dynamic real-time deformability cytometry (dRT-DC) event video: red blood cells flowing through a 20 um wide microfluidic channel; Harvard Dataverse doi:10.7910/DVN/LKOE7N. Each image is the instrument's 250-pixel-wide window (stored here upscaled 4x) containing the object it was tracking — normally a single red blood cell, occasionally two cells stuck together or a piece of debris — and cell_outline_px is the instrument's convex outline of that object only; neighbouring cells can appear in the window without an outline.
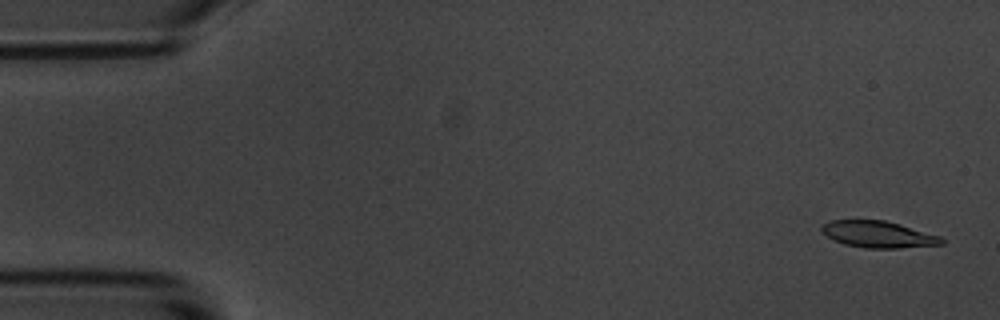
{"species": "common noctule bat (a hibernating species)", "species_latin": "Nyctalus noctula", "temperature_condition": "room temperature", "stored_images_in_passage": 6, "camera_frame_rate_fps": 3000, "um_per_image_px": 0.085, "animal": {"sex": "male", "body_mass_g": 20.1, "forearm_length_mm": 53.5}, "frame": {"image": 1, "passage_image": 1, "time_ms": 0.0, "image_size_px": [1000, 320], "cell_outline_px": [[944, 244], [900, 248], [864, 248], [844, 244], [820, 232], [820, 224], [828, 220], [884, 220], [900, 224], [940, 236], [944, 240]], "centroid_in_image_um": [74.61, 19.91], "position_along_channel_um": 10.4, "area_um2": 18.67}}
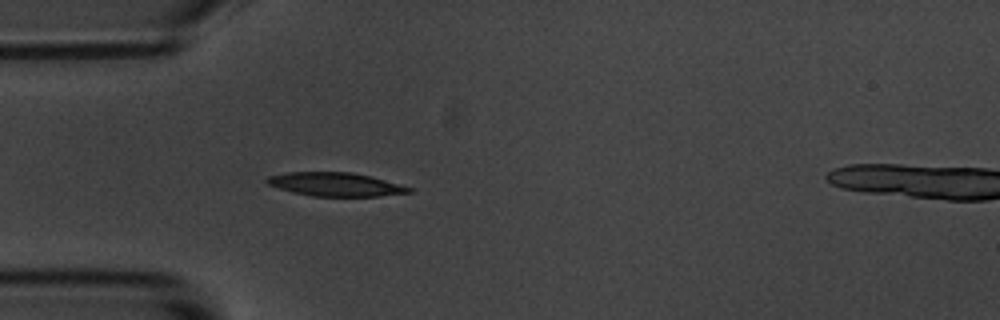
{"frame": {"image": 2, "passage_image": 5, "time_ms": 4.667, "image_size_px": [1000, 320], "cell_outline_px": [[412, 192], [380, 196], [312, 196], [292, 192], [268, 184], [264, 180], [268, 176], [288, 172], [352, 172], [372, 176], [400, 184], [412, 188]], "centroid_in_image_um": [28.53, 15.66], "position_along_channel_um": 56.5, "area_um2": 19.54}}